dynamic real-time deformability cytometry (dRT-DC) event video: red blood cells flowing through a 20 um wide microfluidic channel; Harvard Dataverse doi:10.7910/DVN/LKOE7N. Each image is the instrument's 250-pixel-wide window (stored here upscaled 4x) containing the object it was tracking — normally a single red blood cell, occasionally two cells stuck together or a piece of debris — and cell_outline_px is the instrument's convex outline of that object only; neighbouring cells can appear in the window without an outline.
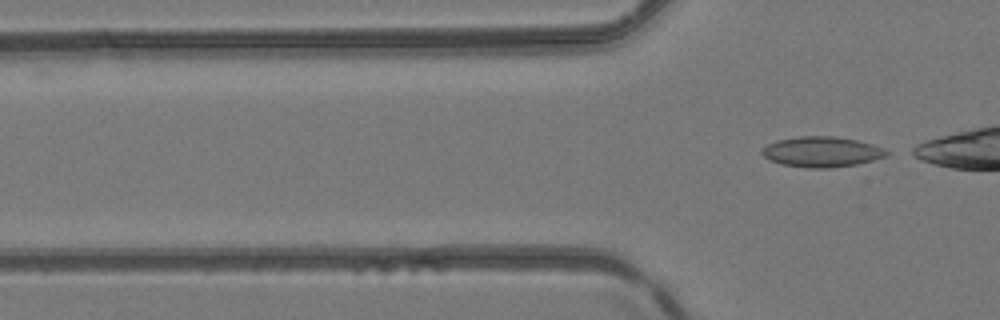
{"species": "common noctule bat (a hibernating species)", "species_latin": "Nyctalus noctula", "temperature_condition": "room temperature", "stored_images_in_passage": 6, "camera_frame_rate_fps": 3000, "um_per_image_px": 0.085, "animal": {"sex": "female", "body_mass_g": 24.6, "forearm_length_mm": 56.2}, "frame": {"image": 1, "passage_image": 6, "time_ms": 6.0, "image_size_px": [1000, 320], "cell_outline_px": [[888, 152], [884, 156], [872, 160], [856, 164], [828, 168], [808, 168], [780, 164], [768, 160], [760, 152], [760, 148], [776, 140], [800, 136], [836, 136], [856, 140], [872, 144], [884, 148]], "centroid_in_image_um": [69.78, 12.9], "position_along_channel_um": 56.0, "area_um2": 22.08}}